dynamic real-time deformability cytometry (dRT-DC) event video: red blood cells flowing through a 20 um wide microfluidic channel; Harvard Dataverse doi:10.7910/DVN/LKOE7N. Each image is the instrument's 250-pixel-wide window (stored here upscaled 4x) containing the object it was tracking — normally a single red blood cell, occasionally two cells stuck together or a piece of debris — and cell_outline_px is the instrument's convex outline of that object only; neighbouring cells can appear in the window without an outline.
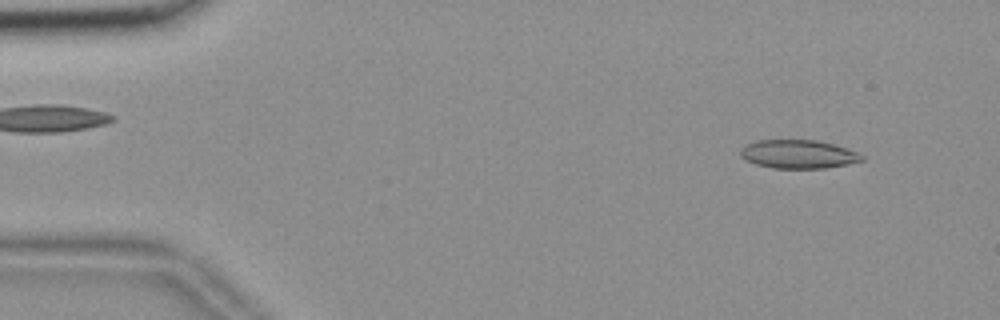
{"species": "common noctule bat (a hibernating species)", "species_latin": "Nyctalus noctula", "temperature_condition": "room temperature", "stored_images_in_passage": 54, "camera_frame_rate_fps": 3000, "um_per_image_px": 0.085, "animal": {"sex": "female", "body_mass_g": 18.4}, "frame": {"image": 1, "passage_image": 4, "time_ms": 1.0, "image_size_px": [1000, 320], "cell_outline_px": [[864, 160], [848, 164], [824, 168], [772, 168], [756, 164], [740, 156], [740, 148], [744, 144], [756, 140], [816, 140], [848, 148], [864, 156]], "centroid_in_image_um": [67.84, 13.1], "position_along_channel_um": 17.2, "area_um2": 20.23}}
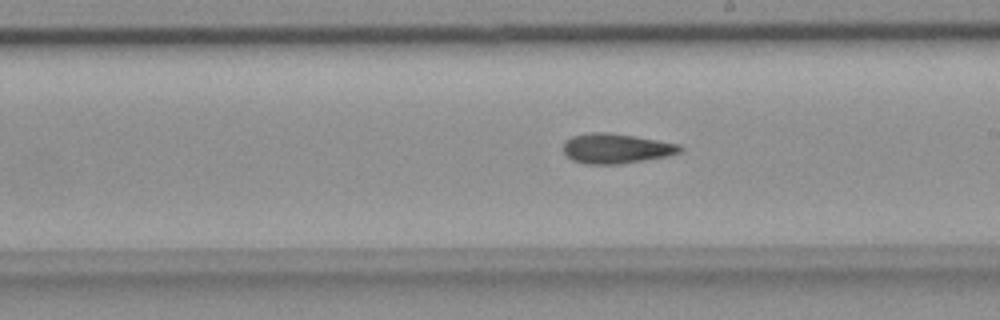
{"frame": {"image": 2, "passage_image": 30, "time_ms": 9.667, "image_size_px": [1000, 320], "cell_outline_px": [[684, 148], [680, 152], [668, 156], [620, 164], [584, 164], [572, 160], [564, 152], [564, 140], [572, 136], [588, 132], [608, 132], [636, 136], [680, 144]], "centroid_in_image_um": [52.37, 12.61], "position_along_channel_um": 236.6, "area_um2": 20.52}}
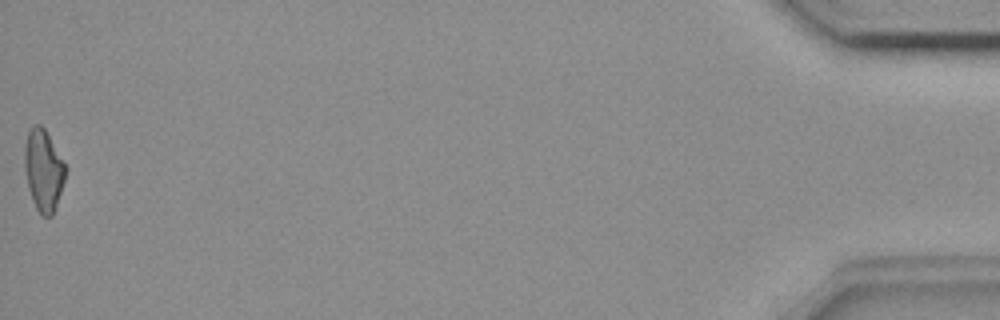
{"frame": {"image": 3, "passage_image": 54, "time_ms": 17.667, "image_size_px": [1000, 320], "cell_outline_px": [[64, 180], [52, 216], [40, 216], [32, 200], [28, 188], [24, 168], [24, 148], [28, 132], [36, 124], [40, 124], [44, 128], [64, 164]], "centroid_in_image_um": [3.65, 14.5], "position_along_channel_um": 431.6, "area_um2": 18.9}, "authors_computed_cell_mechanics": {"area_um2": 19.941, "velocity_mm_per_s": 3.6814, "shape_relaxation_time_tau1_ms": null, "shape_relaxation_time_tau2_ms": 3.7615, "deformation_change_tau1": null, "deformation_change_tau2": 0.1215}}